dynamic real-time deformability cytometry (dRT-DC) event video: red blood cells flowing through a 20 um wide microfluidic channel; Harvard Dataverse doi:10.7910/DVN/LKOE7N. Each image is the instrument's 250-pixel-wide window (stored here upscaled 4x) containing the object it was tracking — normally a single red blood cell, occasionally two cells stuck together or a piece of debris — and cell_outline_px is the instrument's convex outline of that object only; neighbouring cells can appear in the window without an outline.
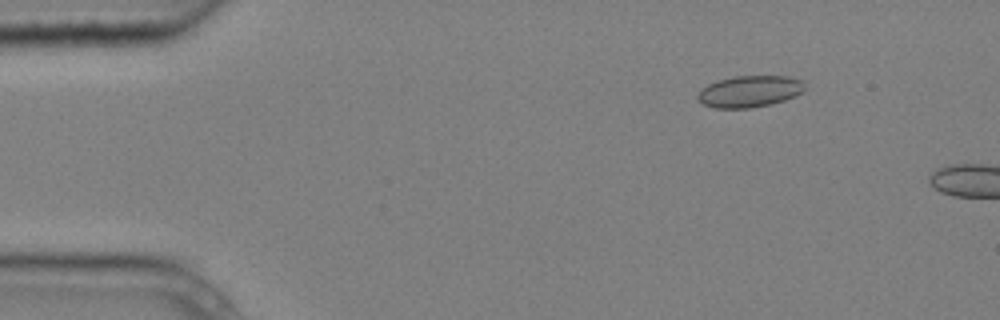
{"species": "common noctule bat (a hibernating species)", "species_latin": "Nyctalus noctula", "temperature_condition": "cold", "stored_images_in_passage": 3, "camera_frame_rate_fps": 3000, "um_per_image_px": 0.085, "animal": {"sex": "male", "body_mass_g": 20.4}, "frame": {"image": 1, "passage_image": 2, "time_ms": 0.333, "image_size_px": [1000, 320], "cell_outline_px": [[804, 92], [796, 96], [772, 104], [748, 108], [716, 108], [704, 104], [696, 100], [696, 96], [700, 88], [716, 80], [732, 76], [788, 76], [804, 80]], "centroid_in_image_um": [63.7, 7.76], "position_along_channel_um": 21.3, "area_um2": 20.06}}